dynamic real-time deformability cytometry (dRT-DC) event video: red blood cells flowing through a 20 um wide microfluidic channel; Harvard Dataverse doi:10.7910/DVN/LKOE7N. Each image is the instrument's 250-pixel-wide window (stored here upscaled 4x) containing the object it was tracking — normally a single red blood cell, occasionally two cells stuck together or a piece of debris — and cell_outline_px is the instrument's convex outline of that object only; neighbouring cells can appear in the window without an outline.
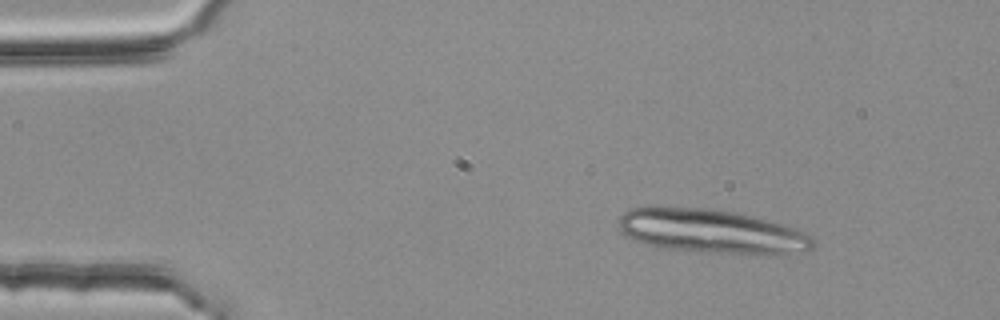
{"species": "common noctule bat (a hibernating species)", "species_latin": "Nyctalus noctula", "temperature_condition": "room temperature", "stored_images_in_passage": 3, "camera_frame_rate_fps": 3000, "um_per_image_px": 0.085, "animal": {"sex": "female", "body_mass_g": 25.1}, "frame": {"image": 1, "passage_image": 1, "time_ms": 0.0, "image_size_px": [1000, 320], "cell_outline_px": [[812, 244], [804, 252], [764, 256], [748, 256], [700, 252], [660, 248], [644, 244], [632, 240], [620, 232], [616, 220], [624, 212], [632, 208], [652, 204], [712, 208], [740, 212], [784, 224], [796, 228], [812, 236]], "centroid_in_image_um": [60.41, 19.65], "position_along_channel_um": 24.6, "area_um2": 52.19}}